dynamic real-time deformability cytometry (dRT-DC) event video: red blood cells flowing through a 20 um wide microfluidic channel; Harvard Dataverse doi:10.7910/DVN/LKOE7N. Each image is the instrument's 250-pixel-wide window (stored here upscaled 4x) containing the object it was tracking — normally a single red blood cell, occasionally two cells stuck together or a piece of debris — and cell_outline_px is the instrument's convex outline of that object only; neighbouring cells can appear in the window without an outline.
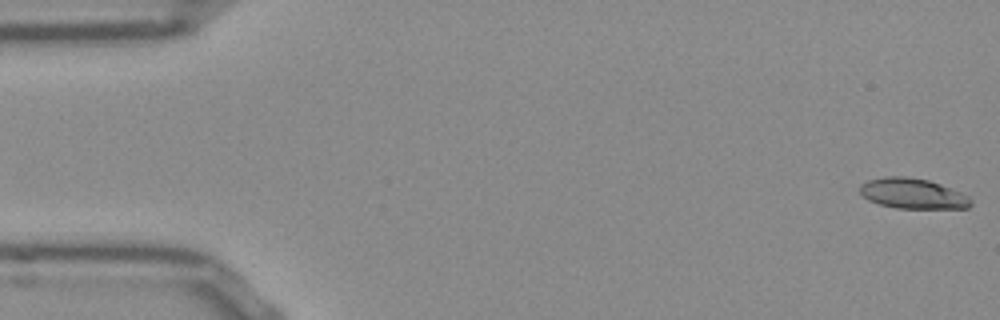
{"species": "Egyptian fruit bat (a non-hibernating species)", "species_latin": "Rousettus aegyptiacus", "temperature_condition": "room temperature", "stored_images_in_passage": 52, "camera_frame_rate_fps": 3000, "um_per_image_px": 0.085, "frame": {"image": 1, "passage_image": 1, "time_ms": 0.0, "image_size_px": [1000, 320], "cell_outline_px": [[972, 204], [968, 208], [896, 208], [880, 204], [868, 200], [860, 192], [860, 184], [868, 180], [884, 176], [904, 176], [928, 180], [940, 184], [960, 192], [968, 196], [972, 200]], "centroid_in_image_um": [77.57, 16.45], "position_along_channel_um": 7.4, "area_um2": 19.54}}
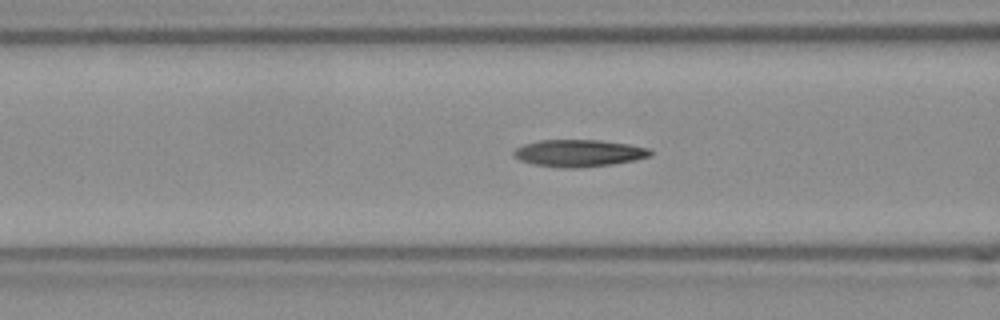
{"frame": {"image": 2, "passage_image": 20, "time_ms": 6.333, "image_size_px": [1000, 320], "cell_outline_px": [[652, 156], [612, 164], [576, 168], [564, 168], [536, 164], [520, 160], [512, 152], [516, 148], [524, 144], [540, 140], [600, 140], [628, 144], [648, 148], [652, 152]], "centroid_in_image_um": [49.21, 13.01], "position_along_channel_um": 117.4, "area_um2": 21.27}}
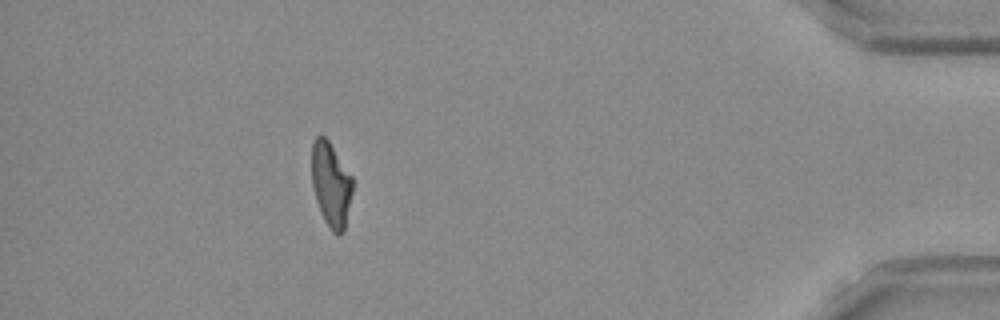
{"frame": {"image": 3, "passage_image": 47, "time_ms": 15.333, "image_size_px": [1000, 320], "cell_outline_px": [[352, 192], [344, 232], [340, 236], [336, 236], [332, 232], [324, 220], [320, 212], [316, 200], [312, 184], [312, 144], [316, 136], [324, 136], [328, 140], [352, 176]], "centroid_in_image_um": [28.13, 15.72], "position_along_channel_um": 407.1, "area_um2": 20.11}, "authors_computed_cell_mechanics": {"area_um2": 20.6924, "velocity_mm_per_s": 3.853, "shape_relaxation_time_tau1_ms": 5.0043, "shape_relaxation_time_tau2_ms": 2.1332, "deformation_change_tau1": 0.185, "deformation_change_tau2": 0.1075}}